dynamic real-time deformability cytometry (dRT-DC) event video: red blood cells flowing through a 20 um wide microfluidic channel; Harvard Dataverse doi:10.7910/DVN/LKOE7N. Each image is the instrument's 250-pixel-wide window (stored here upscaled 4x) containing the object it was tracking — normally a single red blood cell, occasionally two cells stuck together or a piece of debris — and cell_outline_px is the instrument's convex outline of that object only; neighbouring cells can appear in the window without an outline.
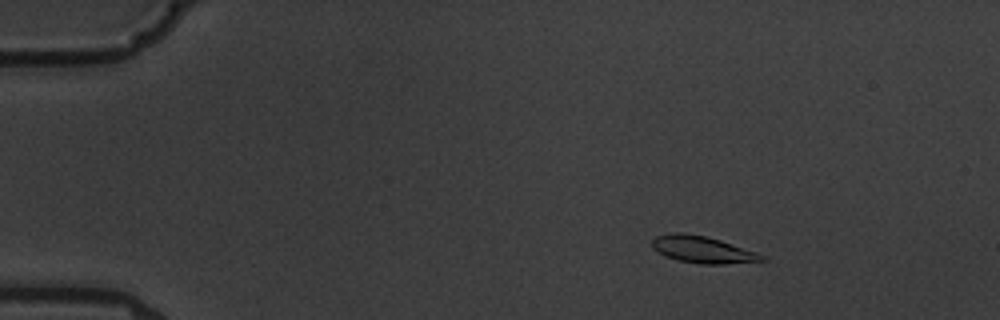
{"species": "common noctule bat (a hibernating species)", "species_latin": "Nyctalus noctula", "temperature_condition": "warm", "stored_images_in_passage": 6, "camera_frame_rate_fps": 3000, "um_per_image_px": 0.085, "animal": {"sex": "male", "body_mass_g": 19.5, "forearm_length_mm": 54.6}, "frame": {"image": 1, "passage_image": 2, "time_ms": 1.0, "image_size_px": [1000, 320], "cell_outline_px": [[768, 260], [724, 264], [700, 264], [680, 260], [664, 256], [656, 252], [652, 248], [652, 240], [656, 236], [672, 232], [684, 232], [708, 236], [756, 252], [764, 256]], "centroid_in_image_um": [59.68, 21.2], "position_along_channel_um": 25.3, "area_um2": 17.28}}
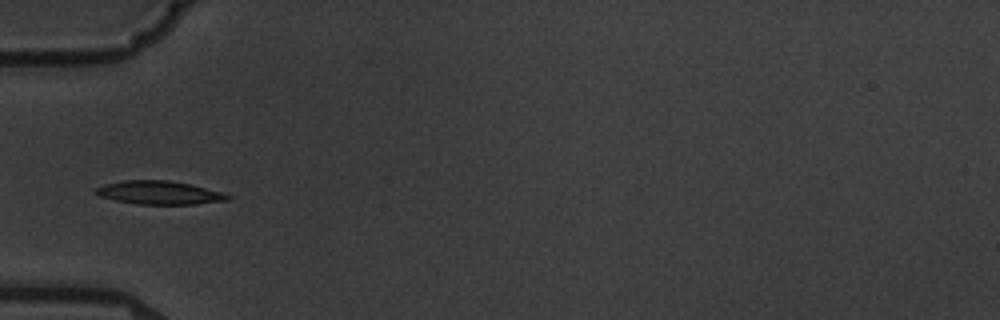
{"frame": {"image": 2, "passage_image": 5, "time_ms": 4.667, "image_size_px": [1000, 320], "cell_outline_px": [[232, 196], [228, 200], [196, 204], [136, 204], [116, 200], [100, 196], [92, 192], [96, 188], [104, 184], [124, 180], [168, 180], [192, 184], [224, 192]], "centroid_in_image_um": [13.56, 16.37], "position_along_channel_um": 71.4, "area_um2": 18.15}}
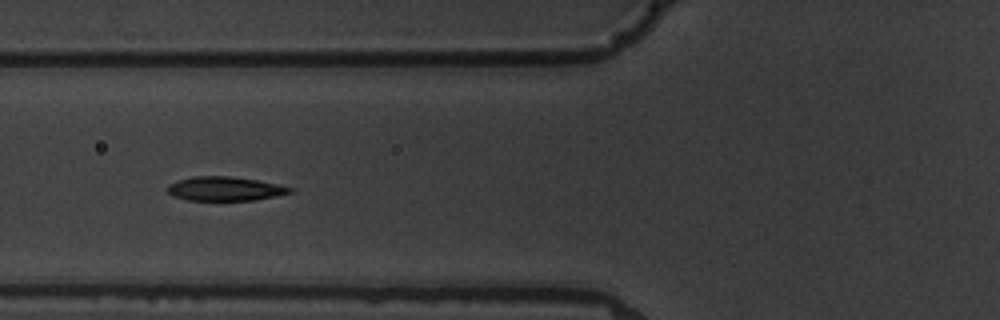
{"frame": {"image": 3, "passage_image": 6, "time_ms": 5.667, "image_size_px": [1000, 320], "cell_outline_px": [[292, 192], [276, 196], [256, 200], [188, 200], [172, 196], [164, 188], [168, 184], [176, 180], [192, 176], [228, 176], [256, 180], [276, 184], [292, 188]], "centroid_in_image_um": [19.03, 16.04], "position_along_channel_um": 106.8, "area_um2": 17.22}}